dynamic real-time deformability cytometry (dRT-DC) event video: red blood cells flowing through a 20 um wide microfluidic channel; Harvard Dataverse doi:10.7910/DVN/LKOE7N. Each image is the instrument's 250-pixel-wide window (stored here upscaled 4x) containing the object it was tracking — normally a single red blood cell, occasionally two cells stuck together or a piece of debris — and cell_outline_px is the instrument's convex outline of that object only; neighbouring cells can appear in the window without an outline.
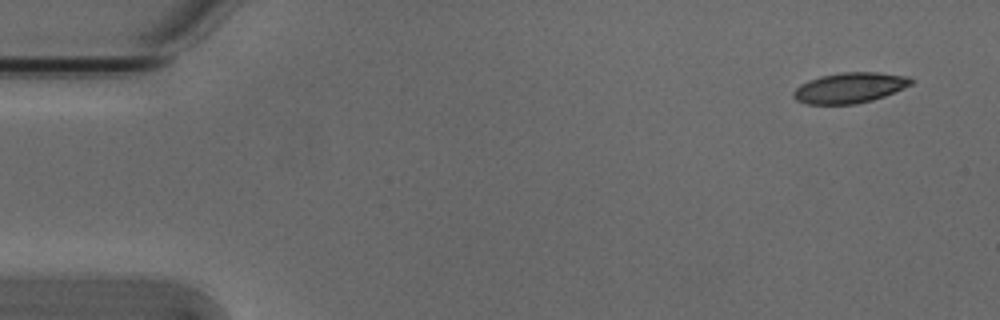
{"species": "Egyptian fruit bat (a non-hibernating species)", "species_latin": "Rousettus aegyptiacus", "temperature_condition": "cold", "stored_images_in_passage": 4, "camera_frame_rate_fps": 3000, "um_per_image_px": 0.085, "animal": {"sex": "male"}, "frame": {"image": 1, "passage_image": 1, "time_ms": 0.0, "image_size_px": [1000, 320], "cell_outline_px": [[916, 80], [912, 84], [884, 96], [872, 100], [856, 104], [804, 104], [796, 100], [792, 96], [792, 92], [800, 84], [808, 80], [820, 76], [840, 72], [880, 72], [908, 76]], "centroid_in_image_um": [72.21, 7.45], "position_along_channel_um": 12.8, "area_um2": 21.1}}
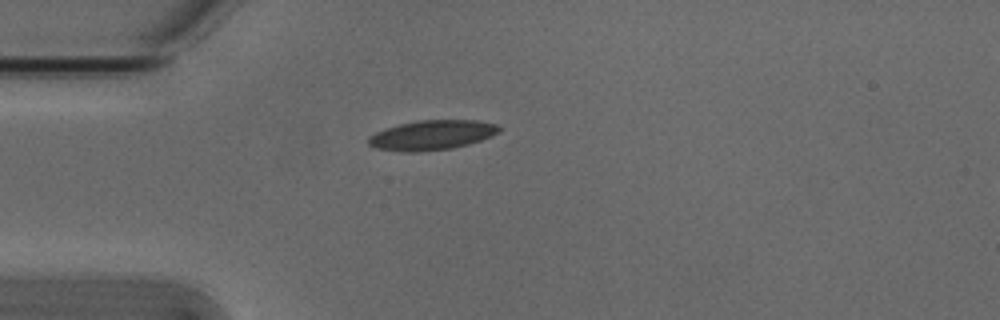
{"frame": {"image": 2, "passage_image": 4, "time_ms": 1.0, "image_size_px": [1000, 320], "cell_outline_px": [[500, 132], [492, 136], [468, 144], [452, 148], [416, 152], [400, 152], [376, 148], [368, 144], [368, 136], [384, 128], [416, 120], [476, 120], [496, 124], [500, 128]], "centroid_in_image_um": [36.68, 11.48], "position_along_channel_um": 48.3, "area_um2": 22.72}}